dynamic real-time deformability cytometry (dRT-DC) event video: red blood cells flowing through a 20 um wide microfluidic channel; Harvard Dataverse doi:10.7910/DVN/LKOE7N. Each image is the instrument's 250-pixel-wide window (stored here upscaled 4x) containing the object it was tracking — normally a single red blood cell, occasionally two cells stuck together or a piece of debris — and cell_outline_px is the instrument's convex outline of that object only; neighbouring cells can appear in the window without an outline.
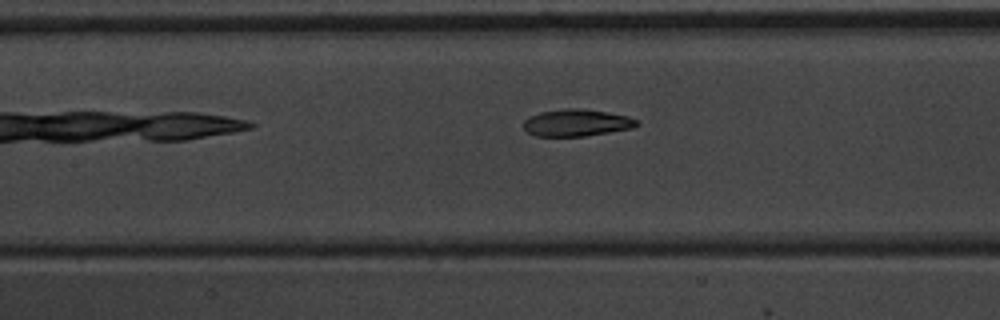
{"species": "common noctule bat (a hibernating species)", "species_latin": "Nyctalus noctula", "temperature_condition": "warm", "stored_images_in_passage": 6, "camera_frame_rate_fps": 3000, "um_per_image_px": 0.085, "animal": {"sex": "male", "body_mass_g": 20.1, "forearm_length_mm": 53.5}, "frame": {"image": 1, "passage_image": 6, "time_ms": 6.0, "image_size_px": [1000, 320], "cell_outline_px": [[640, 124], [632, 128], [584, 136], [536, 136], [528, 132], [524, 128], [524, 120], [528, 116], [540, 112], [564, 108], [580, 108], [608, 112], [628, 116], [636, 120]], "centroid_in_image_um": [48.99, 10.42], "position_along_channel_um": 158.4, "area_um2": 17.8}}